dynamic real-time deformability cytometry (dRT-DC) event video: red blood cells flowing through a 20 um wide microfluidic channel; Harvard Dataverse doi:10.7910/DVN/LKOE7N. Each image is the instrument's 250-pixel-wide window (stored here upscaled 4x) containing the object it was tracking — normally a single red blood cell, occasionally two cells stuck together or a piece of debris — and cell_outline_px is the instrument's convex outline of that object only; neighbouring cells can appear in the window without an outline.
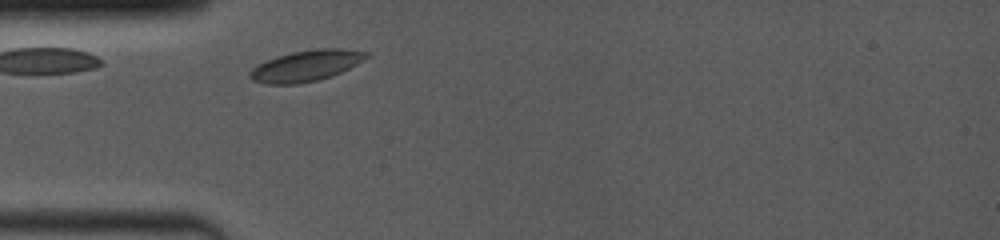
{"species": "common noctule bat (a hibernating species)", "species_latin": "Nyctalus noctula", "temperature_condition": "room temperature", "stored_images_in_passage": 1, "camera_frame_rate_fps": 4000, "um_per_image_px": 0.085, "animal": {"sex": "female", "body_mass_g": 19.0, "forearm_length_mm": 53.3}, "frame": {"image": 1, "passage_image": 1, "time_ms": 0.0, "image_size_px": [1000, 240], "cell_outline_px": [[368, 56], [364, 60], [332, 76], [300, 84], [264, 84], [252, 80], [248, 76], [248, 72], [252, 68], [276, 56], [292, 52], [316, 48], [340, 48], [368, 52]], "centroid_in_image_um": [25.99, 5.59], "position_along_channel_um": 59.0, "area_um2": 20.98}}